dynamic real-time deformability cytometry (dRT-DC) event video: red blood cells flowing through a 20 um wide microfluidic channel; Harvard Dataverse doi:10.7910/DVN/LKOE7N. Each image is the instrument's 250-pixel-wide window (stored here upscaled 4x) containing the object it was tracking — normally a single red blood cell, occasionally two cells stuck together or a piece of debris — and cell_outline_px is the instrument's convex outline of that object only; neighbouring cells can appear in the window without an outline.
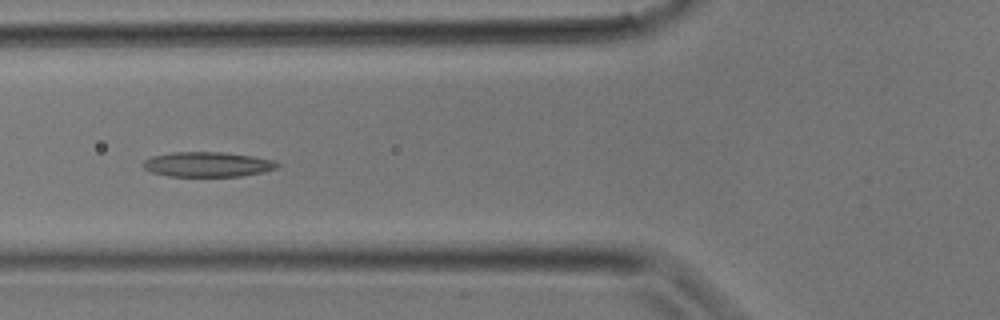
{"species": "common noctule bat (a hibernating species)", "species_latin": "Nyctalus noctula", "temperature_condition": "room temperature", "stored_images_in_passage": 22, "camera_frame_rate_fps": 3000, "um_per_image_px": 0.085, "animal": {"sex": "male", "body_mass_g": 17.9}, "frame": {"image": 1, "passage_image": 11, "time_ms": 3.333, "image_size_px": [1000, 320], "cell_outline_px": [[280, 164], [276, 168], [264, 172], [240, 176], [168, 176], [152, 172], [144, 168], [140, 164], [144, 160], [152, 156], [172, 152], [224, 152], [252, 156], [272, 160]], "centroid_in_image_um": [17.61, 13.97], "position_along_channel_um": 108.2, "area_um2": 19.48}}
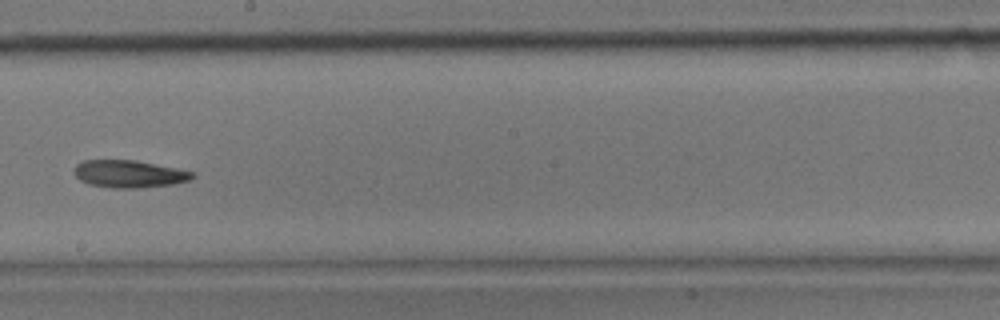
{"frame": {"image": 2, "passage_image": 17, "time_ms": 5.333, "image_size_px": [1000, 320], "cell_outline_px": [[196, 176], [188, 180], [172, 184], [140, 188], [112, 188], [88, 184], [80, 180], [72, 172], [72, 168], [76, 164], [84, 160], [136, 160], [196, 172]], "centroid_in_image_um": [10.94, 14.78], "position_along_channel_um": 237.3, "area_um2": 19.07}}
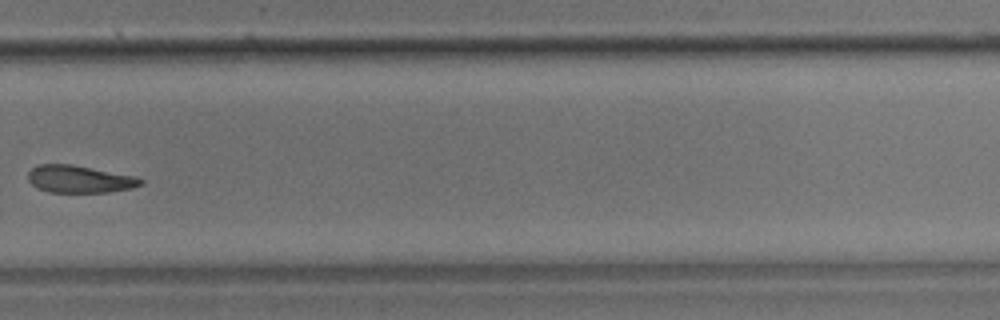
{"frame": {"image": 3, "passage_image": 21, "time_ms": 6.667, "image_size_px": [1000, 320], "cell_outline_px": [[144, 184], [132, 188], [108, 192], [48, 192], [36, 188], [28, 180], [28, 172], [36, 164], [72, 164], [136, 176], [144, 180]], "centroid_in_image_um": [6.76, 15.22], "position_along_channel_um": 323.0, "area_um2": 18.15}}